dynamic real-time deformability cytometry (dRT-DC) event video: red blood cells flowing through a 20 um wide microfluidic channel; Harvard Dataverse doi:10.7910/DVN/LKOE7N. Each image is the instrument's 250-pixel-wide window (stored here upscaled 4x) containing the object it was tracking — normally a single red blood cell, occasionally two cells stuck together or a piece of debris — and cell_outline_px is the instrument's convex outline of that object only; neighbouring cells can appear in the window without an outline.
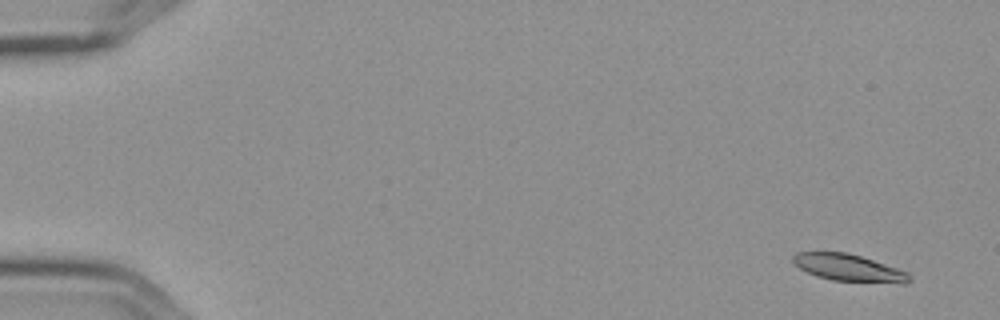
{"species": "Egyptian fruit bat (a non-hibernating species)", "species_latin": "Rousettus aegyptiacus", "temperature_condition": "cold", "stored_images_in_passage": 6, "segment_of_instrument_passage": [1, 2], "camera_frame_rate_fps": 3000, "um_per_image_px": 0.085, "frame": {"image": 1, "passage_image": 1, "time_ms": 0.0, "image_size_px": [1000, 320], "cell_outline_px": [[912, 280], [908, 284], [900, 284], [832, 280], [816, 276], [800, 268], [792, 260], [792, 256], [796, 252], [844, 252], [860, 256], [908, 272], [912, 276]], "centroid_in_image_um": [72.2, 22.78], "position_along_channel_um": 12.8, "area_um2": 18.38}}